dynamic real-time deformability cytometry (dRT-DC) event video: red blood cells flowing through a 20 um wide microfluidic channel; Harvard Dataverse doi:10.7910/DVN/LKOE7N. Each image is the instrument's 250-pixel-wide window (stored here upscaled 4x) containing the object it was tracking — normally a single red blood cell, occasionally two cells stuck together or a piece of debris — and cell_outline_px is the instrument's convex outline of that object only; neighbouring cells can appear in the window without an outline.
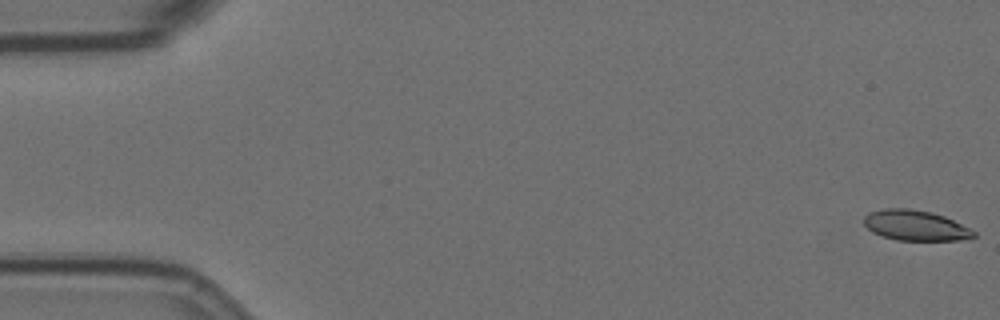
{"species": "Egyptian fruit bat (a non-hibernating species)", "species_latin": "Rousettus aegyptiacus", "temperature_condition": "room temperature", "stored_images_in_passage": 56, "camera_frame_rate_fps": 3000, "um_per_image_px": 0.085, "animal": {"sex": "female"}, "frame": {"image": 1, "passage_image": 1, "time_ms": 0.0, "image_size_px": [1000, 320], "cell_outline_px": [[976, 236], [968, 240], [896, 240], [872, 232], [864, 224], [864, 216], [872, 212], [884, 208], [908, 208], [932, 212], [944, 216], [976, 232]], "centroid_in_image_um": [77.83, 19.16], "position_along_channel_um": 7.2, "area_um2": 19.31}}
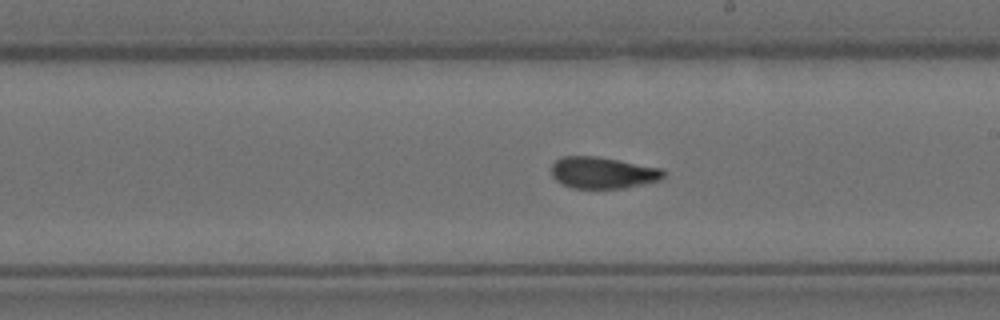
{"frame": {"image": 2, "passage_image": 32, "time_ms": 10.333, "image_size_px": [1000, 320], "cell_outline_px": [[664, 176], [660, 180], [624, 188], [572, 188], [560, 184], [552, 176], [552, 164], [560, 156], [596, 156], [660, 168], [664, 172]], "centroid_in_image_um": [51.18, 14.68], "position_along_channel_um": 237.8, "area_um2": 20.52}}
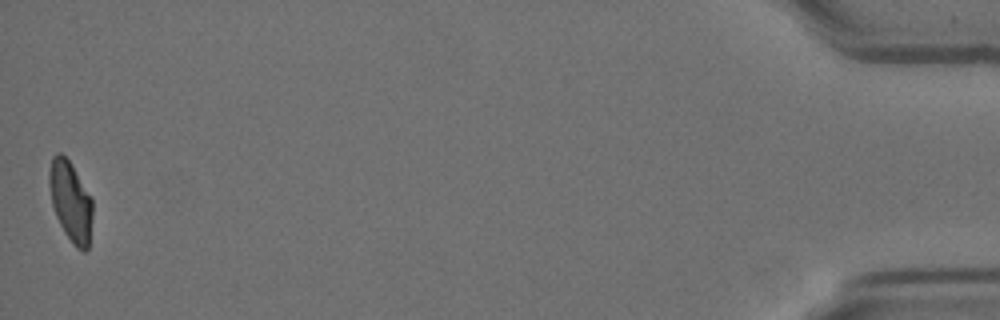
{"frame": {"image": 3, "passage_image": 56, "time_ms": 18.333, "image_size_px": [1000, 320], "cell_outline_px": [[92, 216], [88, 248], [84, 252], [80, 252], [72, 244], [64, 232], [56, 216], [52, 204], [48, 184], [48, 176], [52, 156], [56, 152], [60, 152], [68, 160], [92, 196]], "centroid_in_image_um": [6.0, 17.13], "position_along_channel_um": 429.2, "area_um2": 20.4}, "authors_computed_cell_mechanics": {"area_um2": 20.8658, "velocity_mm_per_s": 3.6085, "shape_relaxation_time_tau1_ms": 10.8998, "shape_relaxation_time_tau2_ms": 2.3743, "deformation_change_tau1": 0.252, "deformation_change_tau2": 0.0731}}